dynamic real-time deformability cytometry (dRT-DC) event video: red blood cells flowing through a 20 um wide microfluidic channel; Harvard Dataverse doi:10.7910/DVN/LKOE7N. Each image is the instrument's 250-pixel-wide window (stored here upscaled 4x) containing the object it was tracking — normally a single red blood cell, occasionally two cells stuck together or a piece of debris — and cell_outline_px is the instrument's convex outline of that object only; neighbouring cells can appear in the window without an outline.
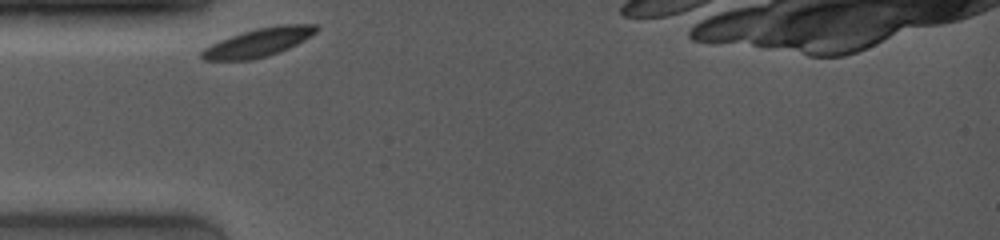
{"species": "common noctule bat (a hibernating species)", "species_latin": "Nyctalus noctula", "temperature_condition": "room temperature", "stored_images_in_passage": 11, "camera_frame_rate_fps": 4000, "um_per_image_px": 0.085, "animal": {"sex": "female", "body_mass_g": 19.0, "forearm_length_mm": 53.3}, "frame": {"image": 1, "passage_image": 1, "time_ms": 0.0, "image_size_px": [1000, 240], "cell_outline_px": [[320, 28], [316, 32], [304, 40], [288, 48], [252, 60], [204, 60], [200, 56], [200, 52], [204, 48], [220, 40], [256, 28], [280, 24], [316, 24]], "centroid_in_image_um": [21.98, 3.59], "position_along_channel_um": 63.0, "area_um2": 18.73}}
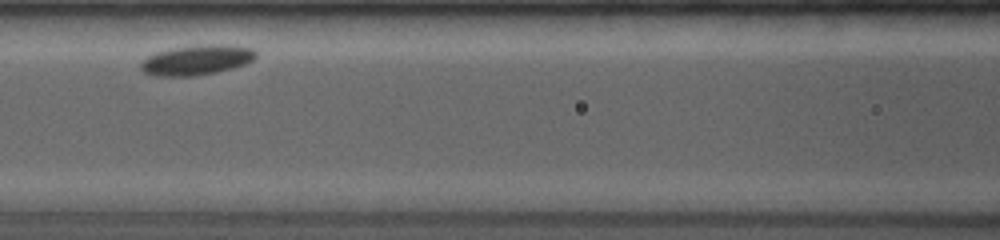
{"frame": {"image": 2, "passage_image": 5, "time_ms": 2.5, "image_size_px": [1000, 240], "cell_outline_px": [[256, 56], [252, 60], [244, 64], [232, 68], [216, 72], [196, 76], [156, 76], [144, 72], [140, 68], [140, 64], [148, 56], [156, 52], [176, 48], [200, 44], [228, 44], [256, 48]], "centroid_in_image_um": [16.76, 5.09], "position_along_channel_um": 149.8, "area_um2": 20.17}}